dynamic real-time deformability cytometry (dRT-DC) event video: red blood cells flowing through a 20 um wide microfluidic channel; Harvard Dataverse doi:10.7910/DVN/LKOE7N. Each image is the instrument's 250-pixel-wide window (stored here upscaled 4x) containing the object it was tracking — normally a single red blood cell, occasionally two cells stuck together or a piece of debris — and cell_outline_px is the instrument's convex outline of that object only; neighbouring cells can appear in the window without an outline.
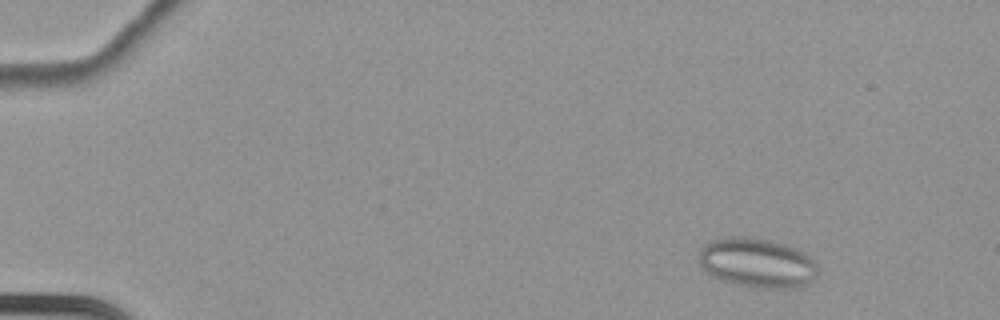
{"species": "common noctule bat (a hibernating species)", "species_latin": "Nyctalus noctula", "temperature_condition": "cold", "stored_images_in_passage": 66, "camera_frame_rate_fps": 3000, "um_per_image_px": 0.085, "animal": {"sex": "female", "body_mass_g": 22.7, "forearm_length_mm": 54.2}, "frame": {"image": 1, "passage_image": 10, "time_ms": 3.0, "image_size_px": [1000, 320], "cell_outline_px": [[820, 268], [816, 276], [812, 280], [796, 288], [752, 288], [732, 284], [720, 280], [712, 276], [700, 264], [700, 248], [704, 244], [712, 240], [728, 236], [744, 236], [768, 240], [784, 244], [796, 248], [804, 252]], "centroid_in_image_um": [64.35, 22.35], "position_along_channel_um": 20.6, "area_um2": 34.56}}